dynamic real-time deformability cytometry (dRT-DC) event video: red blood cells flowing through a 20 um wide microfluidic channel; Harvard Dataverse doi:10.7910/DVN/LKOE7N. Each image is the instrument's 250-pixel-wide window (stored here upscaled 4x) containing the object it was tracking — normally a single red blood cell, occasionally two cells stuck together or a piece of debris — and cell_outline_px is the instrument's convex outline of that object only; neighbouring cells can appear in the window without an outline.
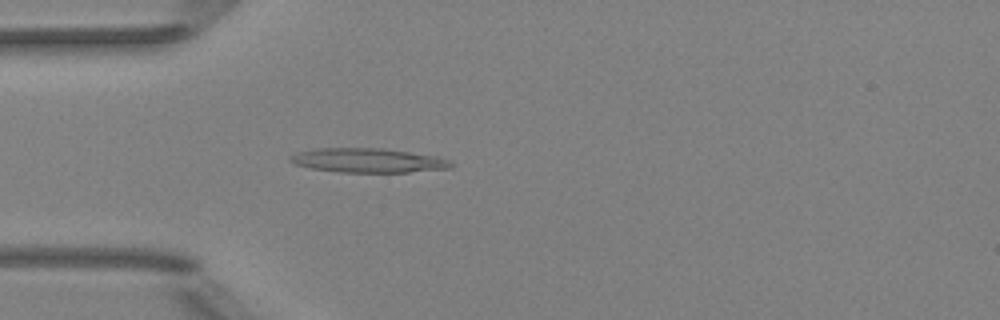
{"species": "Egyptian fruit bat (a non-hibernating species)", "species_latin": "Rousettus aegyptiacus", "temperature_condition": "room temperature", "stored_images_in_passage": 5, "camera_frame_rate_fps": 3000, "um_per_image_px": 0.085, "animal": {"sex": "female"}, "frame": {"image": 1, "passage_image": 5, "time_ms": 4.667, "image_size_px": [1000, 320], "cell_outline_px": [[456, 164], [452, 168], [408, 172], [340, 172], [312, 168], [296, 164], [288, 160], [288, 156], [296, 152], [316, 148], [380, 148], [436, 156], [452, 160]], "centroid_in_image_um": [31.31, 13.63], "position_along_channel_um": 53.7, "area_um2": 22.83}}